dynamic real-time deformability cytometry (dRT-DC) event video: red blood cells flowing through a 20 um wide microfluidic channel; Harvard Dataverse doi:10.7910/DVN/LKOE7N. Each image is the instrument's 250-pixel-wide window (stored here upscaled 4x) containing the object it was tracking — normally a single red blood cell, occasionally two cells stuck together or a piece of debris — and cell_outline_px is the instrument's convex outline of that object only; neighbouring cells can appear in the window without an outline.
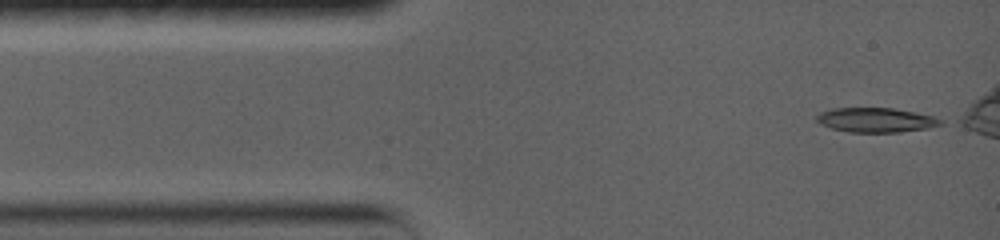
{"species": "common noctule bat (a hibernating species)", "species_latin": "Nyctalus noctula", "temperature_condition": "warm", "stored_images_in_passage": 7, "camera_frame_rate_fps": 5000, "um_per_image_px": 0.085, "animal": {"sex": "female", "body_mass_g": 19.0, "forearm_length_mm": 56.7}, "frame": {"image": 1, "passage_image": 1, "time_ms": 0.0, "image_size_px": [1000, 240], "cell_outline_px": [[944, 124], [928, 128], [900, 132], [848, 132], [832, 128], [820, 124], [816, 120], [816, 116], [820, 112], [832, 108], [892, 108], [932, 116], [944, 120]], "centroid_in_image_um": [74.45, 10.2], "position_along_channel_um": 10.6, "area_um2": 17.69}}
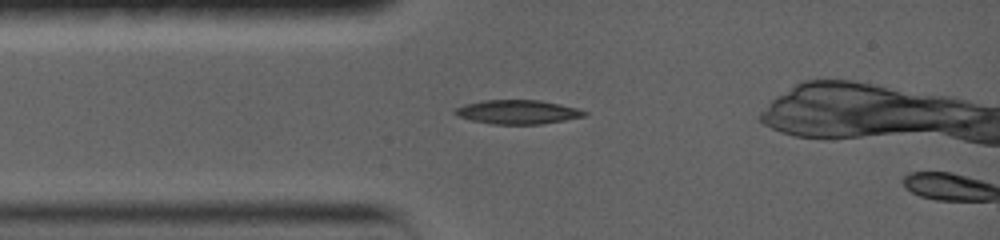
{"frame": {"image": 2, "passage_image": 6, "time_ms": 2.4, "image_size_px": [1000, 240], "cell_outline_px": [[588, 116], [540, 124], [492, 124], [472, 120], [456, 116], [452, 112], [456, 108], [464, 104], [484, 100], [540, 100], [560, 104], [576, 108], [588, 112]], "centroid_in_image_um": [43.99, 9.52], "position_along_channel_um": 41.0, "area_um2": 18.15}}